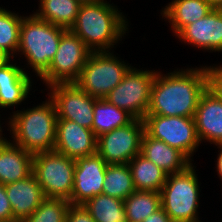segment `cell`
Returning <instances> with one entry per match:
<instances>
[{
    "instance_id": "obj_1",
    "label": "cell",
    "mask_w": 222,
    "mask_h": 222,
    "mask_svg": "<svg viewBox=\"0 0 222 222\" xmlns=\"http://www.w3.org/2000/svg\"><path fill=\"white\" fill-rule=\"evenodd\" d=\"M208 88L207 67L156 73L147 115L194 117L200 97Z\"/></svg>"
},
{
    "instance_id": "obj_2",
    "label": "cell",
    "mask_w": 222,
    "mask_h": 222,
    "mask_svg": "<svg viewBox=\"0 0 222 222\" xmlns=\"http://www.w3.org/2000/svg\"><path fill=\"white\" fill-rule=\"evenodd\" d=\"M122 12L104 0L81 4L70 30L92 52H109L128 31Z\"/></svg>"
},
{
    "instance_id": "obj_3",
    "label": "cell",
    "mask_w": 222,
    "mask_h": 222,
    "mask_svg": "<svg viewBox=\"0 0 222 222\" xmlns=\"http://www.w3.org/2000/svg\"><path fill=\"white\" fill-rule=\"evenodd\" d=\"M13 113L8 125L15 145L32 154L54 150L58 117L50 98L42 105Z\"/></svg>"
},
{
    "instance_id": "obj_4",
    "label": "cell",
    "mask_w": 222,
    "mask_h": 222,
    "mask_svg": "<svg viewBox=\"0 0 222 222\" xmlns=\"http://www.w3.org/2000/svg\"><path fill=\"white\" fill-rule=\"evenodd\" d=\"M66 30L41 20L34 14L23 16L17 52L21 51L37 76L40 77L49 68Z\"/></svg>"
},
{
    "instance_id": "obj_5",
    "label": "cell",
    "mask_w": 222,
    "mask_h": 222,
    "mask_svg": "<svg viewBox=\"0 0 222 222\" xmlns=\"http://www.w3.org/2000/svg\"><path fill=\"white\" fill-rule=\"evenodd\" d=\"M192 165L169 174L160 191L161 206L174 222H201L197 216L200 188Z\"/></svg>"
},
{
    "instance_id": "obj_6",
    "label": "cell",
    "mask_w": 222,
    "mask_h": 222,
    "mask_svg": "<svg viewBox=\"0 0 222 222\" xmlns=\"http://www.w3.org/2000/svg\"><path fill=\"white\" fill-rule=\"evenodd\" d=\"M75 160L56 151L35 153L33 171L46 198L70 201L74 182Z\"/></svg>"
},
{
    "instance_id": "obj_7",
    "label": "cell",
    "mask_w": 222,
    "mask_h": 222,
    "mask_svg": "<svg viewBox=\"0 0 222 222\" xmlns=\"http://www.w3.org/2000/svg\"><path fill=\"white\" fill-rule=\"evenodd\" d=\"M130 68L113 53L92 52L75 83L91 97L105 99Z\"/></svg>"
},
{
    "instance_id": "obj_8",
    "label": "cell",
    "mask_w": 222,
    "mask_h": 222,
    "mask_svg": "<svg viewBox=\"0 0 222 222\" xmlns=\"http://www.w3.org/2000/svg\"><path fill=\"white\" fill-rule=\"evenodd\" d=\"M92 51L70 29L66 30L49 68L40 76L46 85L75 83Z\"/></svg>"
},
{
    "instance_id": "obj_9",
    "label": "cell",
    "mask_w": 222,
    "mask_h": 222,
    "mask_svg": "<svg viewBox=\"0 0 222 222\" xmlns=\"http://www.w3.org/2000/svg\"><path fill=\"white\" fill-rule=\"evenodd\" d=\"M156 73L155 70L144 71L131 67L122 81L110 91L105 99L110 104L126 110L135 119L143 120L147 115Z\"/></svg>"
},
{
    "instance_id": "obj_10",
    "label": "cell",
    "mask_w": 222,
    "mask_h": 222,
    "mask_svg": "<svg viewBox=\"0 0 222 222\" xmlns=\"http://www.w3.org/2000/svg\"><path fill=\"white\" fill-rule=\"evenodd\" d=\"M143 121L149 136L176 148L192 160L191 156L200 145L193 117L146 115Z\"/></svg>"
},
{
    "instance_id": "obj_11",
    "label": "cell",
    "mask_w": 222,
    "mask_h": 222,
    "mask_svg": "<svg viewBox=\"0 0 222 222\" xmlns=\"http://www.w3.org/2000/svg\"><path fill=\"white\" fill-rule=\"evenodd\" d=\"M144 132V121L134 119L124 127L97 137V153L107 164H128L141 153Z\"/></svg>"
},
{
    "instance_id": "obj_12",
    "label": "cell",
    "mask_w": 222,
    "mask_h": 222,
    "mask_svg": "<svg viewBox=\"0 0 222 222\" xmlns=\"http://www.w3.org/2000/svg\"><path fill=\"white\" fill-rule=\"evenodd\" d=\"M48 88L57 119H67L92 130L96 98L84 92L76 83H57Z\"/></svg>"
},
{
    "instance_id": "obj_13",
    "label": "cell",
    "mask_w": 222,
    "mask_h": 222,
    "mask_svg": "<svg viewBox=\"0 0 222 222\" xmlns=\"http://www.w3.org/2000/svg\"><path fill=\"white\" fill-rule=\"evenodd\" d=\"M107 165L98 153L75 160L71 205H83L102 194Z\"/></svg>"
},
{
    "instance_id": "obj_14",
    "label": "cell",
    "mask_w": 222,
    "mask_h": 222,
    "mask_svg": "<svg viewBox=\"0 0 222 222\" xmlns=\"http://www.w3.org/2000/svg\"><path fill=\"white\" fill-rule=\"evenodd\" d=\"M54 151L71 159L97 153V137L88 128L67 119H57Z\"/></svg>"
},
{
    "instance_id": "obj_15",
    "label": "cell",
    "mask_w": 222,
    "mask_h": 222,
    "mask_svg": "<svg viewBox=\"0 0 222 222\" xmlns=\"http://www.w3.org/2000/svg\"><path fill=\"white\" fill-rule=\"evenodd\" d=\"M176 36L206 51H222V9L213 8L204 18L188 24Z\"/></svg>"
},
{
    "instance_id": "obj_16",
    "label": "cell",
    "mask_w": 222,
    "mask_h": 222,
    "mask_svg": "<svg viewBox=\"0 0 222 222\" xmlns=\"http://www.w3.org/2000/svg\"><path fill=\"white\" fill-rule=\"evenodd\" d=\"M193 118L200 142L222 144V100L209 88L200 97Z\"/></svg>"
},
{
    "instance_id": "obj_17",
    "label": "cell",
    "mask_w": 222,
    "mask_h": 222,
    "mask_svg": "<svg viewBox=\"0 0 222 222\" xmlns=\"http://www.w3.org/2000/svg\"><path fill=\"white\" fill-rule=\"evenodd\" d=\"M15 221L22 222L29 217L46 198L35 175L5 185Z\"/></svg>"
},
{
    "instance_id": "obj_18",
    "label": "cell",
    "mask_w": 222,
    "mask_h": 222,
    "mask_svg": "<svg viewBox=\"0 0 222 222\" xmlns=\"http://www.w3.org/2000/svg\"><path fill=\"white\" fill-rule=\"evenodd\" d=\"M34 154L5 139L0 143V183L23 180L33 171Z\"/></svg>"
},
{
    "instance_id": "obj_19",
    "label": "cell",
    "mask_w": 222,
    "mask_h": 222,
    "mask_svg": "<svg viewBox=\"0 0 222 222\" xmlns=\"http://www.w3.org/2000/svg\"><path fill=\"white\" fill-rule=\"evenodd\" d=\"M141 154L168 175L182 172L192 164L182 152L146 132L141 141Z\"/></svg>"
},
{
    "instance_id": "obj_20",
    "label": "cell",
    "mask_w": 222,
    "mask_h": 222,
    "mask_svg": "<svg viewBox=\"0 0 222 222\" xmlns=\"http://www.w3.org/2000/svg\"><path fill=\"white\" fill-rule=\"evenodd\" d=\"M10 58L0 66V107L9 108L27 98L32 82L24 69L11 64Z\"/></svg>"
},
{
    "instance_id": "obj_21",
    "label": "cell",
    "mask_w": 222,
    "mask_h": 222,
    "mask_svg": "<svg viewBox=\"0 0 222 222\" xmlns=\"http://www.w3.org/2000/svg\"><path fill=\"white\" fill-rule=\"evenodd\" d=\"M165 7L161 14L169 20L176 35L185 26L204 18L213 9L207 0H173Z\"/></svg>"
},
{
    "instance_id": "obj_22",
    "label": "cell",
    "mask_w": 222,
    "mask_h": 222,
    "mask_svg": "<svg viewBox=\"0 0 222 222\" xmlns=\"http://www.w3.org/2000/svg\"><path fill=\"white\" fill-rule=\"evenodd\" d=\"M135 190L161 191L168 174L141 153L128 163Z\"/></svg>"
},
{
    "instance_id": "obj_23",
    "label": "cell",
    "mask_w": 222,
    "mask_h": 222,
    "mask_svg": "<svg viewBox=\"0 0 222 222\" xmlns=\"http://www.w3.org/2000/svg\"><path fill=\"white\" fill-rule=\"evenodd\" d=\"M92 131L96 137L116 128L124 127L135 118L126 110L110 104L106 99H97L93 108Z\"/></svg>"
},
{
    "instance_id": "obj_24",
    "label": "cell",
    "mask_w": 222,
    "mask_h": 222,
    "mask_svg": "<svg viewBox=\"0 0 222 222\" xmlns=\"http://www.w3.org/2000/svg\"><path fill=\"white\" fill-rule=\"evenodd\" d=\"M80 5L77 0H40L39 12L34 15L68 30L77 19Z\"/></svg>"
},
{
    "instance_id": "obj_25",
    "label": "cell",
    "mask_w": 222,
    "mask_h": 222,
    "mask_svg": "<svg viewBox=\"0 0 222 222\" xmlns=\"http://www.w3.org/2000/svg\"><path fill=\"white\" fill-rule=\"evenodd\" d=\"M135 191L132 172L128 164H108L102 193L125 200Z\"/></svg>"
},
{
    "instance_id": "obj_26",
    "label": "cell",
    "mask_w": 222,
    "mask_h": 222,
    "mask_svg": "<svg viewBox=\"0 0 222 222\" xmlns=\"http://www.w3.org/2000/svg\"><path fill=\"white\" fill-rule=\"evenodd\" d=\"M83 206L95 222H128L124 200L102 193L89 199Z\"/></svg>"
},
{
    "instance_id": "obj_27",
    "label": "cell",
    "mask_w": 222,
    "mask_h": 222,
    "mask_svg": "<svg viewBox=\"0 0 222 222\" xmlns=\"http://www.w3.org/2000/svg\"><path fill=\"white\" fill-rule=\"evenodd\" d=\"M128 222H143L160 209L161 195L156 191L135 190L124 200Z\"/></svg>"
},
{
    "instance_id": "obj_28",
    "label": "cell",
    "mask_w": 222,
    "mask_h": 222,
    "mask_svg": "<svg viewBox=\"0 0 222 222\" xmlns=\"http://www.w3.org/2000/svg\"><path fill=\"white\" fill-rule=\"evenodd\" d=\"M22 19V16L0 7V51L10 59L19 48Z\"/></svg>"
},
{
    "instance_id": "obj_29",
    "label": "cell",
    "mask_w": 222,
    "mask_h": 222,
    "mask_svg": "<svg viewBox=\"0 0 222 222\" xmlns=\"http://www.w3.org/2000/svg\"><path fill=\"white\" fill-rule=\"evenodd\" d=\"M70 205L67 199L45 198L40 206L22 222H66Z\"/></svg>"
},
{
    "instance_id": "obj_30",
    "label": "cell",
    "mask_w": 222,
    "mask_h": 222,
    "mask_svg": "<svg viewBox=\"0 0 222 222\" xmlns=\"http://www.w3.org/2000/svg\"><path fill=\"white\" fill-rule=\"evenodd\" d=\"M208 88L222 100V66L207 67Z\"/></svg>"
},
{
    "instance_id": "obj_31",
    "label": "cell",
    "mask_w": 222,
    "mask_h": 222,
    "mask_svg": "<svg viewBox=\"0 0 222 222\" xmlns=\"http://www.w3.org/2000/svg\"><path fill=\"white\" fill-rule=\"evenodd\" d=\"M66 222H95L83 205H70Z\"/></svg>"
},
{
    "instance_id": "obj_32",
    "label": "cell",
    "mask_w": 222,
    "mask_h": 222,
    "mask_svg": "<svg viewBox=\"0 0 222 222\" xmlns=\"http://www.w3.org/2000/svg\"><path fill=\"white\" fill-rule=\"evenodd\" d=\"M15 221L13 217L12 207L10 201L8 200L5 185L0 183V222H13Z\"/></svg>"
},
{
    "instance_id": "obj_33",
    "label": "cell",
    "mask_w": 222,
    "mask_h": 222,
    "mask_svg": "<svg viewBox=\"0 0 222 222\" xmlns=\"http://www.w3.org/2000/svg\"><path fill=\"white\" fill-rule=\"evenodd\" d=\"M143 222H174L161 207L148 216Z\"/></svg>"
},
{
    "instance_id": "obj_34",
    "label": "cell",
    "mask_w": 222,
    "mask_h": 222,
    "mask_svg": "<svg viewBox=\"0 0 222 222\" xmlns=\"http://www.w3.org/2000/svg\"><path fill=\"white\" fill-rule=\"evenodd\" d=\"M216 146H219L218 148L221 149L220 153L218 154V158H217V171L219 176L221 177L222 180V144H217Z\"/></svg>"
},
{
    "instance_id": "obj_35",
    "label": "cell",
    "mask_w": 222,
    "mask_h": 222,
    "mask_svg": "<svg viewBox=\"0 0 222 222\" xmlns=\"http://www.w3.org/2000/svg\"><path fill=\"white\" fill-rule=\"evenodd\" d=\"M214 9H222V0H207Z\"/></svg>"
},
{
    "instance_id": "obj_36",
    "label": "cell",
    "mask_w": 222,
    "mask_h": 222,
    "mask_svg": "<svg viewBox=\"0 0 222 222\" xmlns=\"http://www.w3.org/2000/svg\"><path fill=\"white\" fill-rule=\"evenodd\" d=\"M9 59L2 51H0V66Z\"/></svg>"
},
{
    "instance_id": "obj_37",
    "label": "cell",
    "mask_w": 222,
    "mask_h": 222,
    "mask_svg": "<svg viewBox=\"0 0 222 222\" xmlns=\"http://www.w3.org/2000/svg\"><path fill=\"white\" fill-rule=\"evenodd\" d=\"M80 4H86V3H94L101 0H77Z\"/></svg>"
},
{
    "instance_id": "obj_38",
    "label": "cell",
    "mask_w": 222,
    "mask_h": 222,
    "mask_svg": "<svg viewBox=\"0 0 222 222\" xmlns=\"http://www.w3.org/2000/svg\"><path fill=\"white\" fill-rule=\"evenodd\" d=\"M2 128H1V125H0V143H2L4 140H5V138L4 137H2Z\"/></svg>"
}]
</instances>
